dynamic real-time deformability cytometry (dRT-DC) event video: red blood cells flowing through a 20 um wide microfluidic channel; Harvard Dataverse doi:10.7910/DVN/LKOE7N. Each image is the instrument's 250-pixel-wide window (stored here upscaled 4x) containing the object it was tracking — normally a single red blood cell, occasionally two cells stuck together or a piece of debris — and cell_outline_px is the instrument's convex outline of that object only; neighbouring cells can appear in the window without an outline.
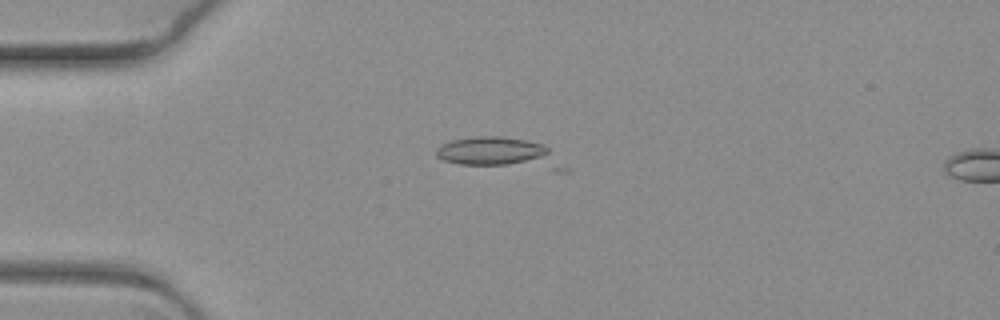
{"species": "common noctule bat (a hibernating species)", "species_latin": "Nyctalus noctula", "temperature_condition": "warm", "stored_images_in_passage": 4, "camera_frame_rate_fps": 3000, "um_per_image_px": 0.085, "animal": {"sex": "female", "body_mass_g": 19.3, "forearm_length_mm": 54.1}, "frame": {"image": 1, "passage_image": 2, "time_ms": 0.333, "image_size_px": [1000, 320], "cell_outline_px": [[568, 172], [556, 172], [460, 164], [444, 160], [436, 156], [436, 148], [440, 144], [448, 140], [476, 136], [504, 136], [528, 140], [544, 144], [568, 168]], "centroid_in_image_um": [42.55, 13.05], "position_along_channel_um": 42.4, "area_um2": 24.04}}